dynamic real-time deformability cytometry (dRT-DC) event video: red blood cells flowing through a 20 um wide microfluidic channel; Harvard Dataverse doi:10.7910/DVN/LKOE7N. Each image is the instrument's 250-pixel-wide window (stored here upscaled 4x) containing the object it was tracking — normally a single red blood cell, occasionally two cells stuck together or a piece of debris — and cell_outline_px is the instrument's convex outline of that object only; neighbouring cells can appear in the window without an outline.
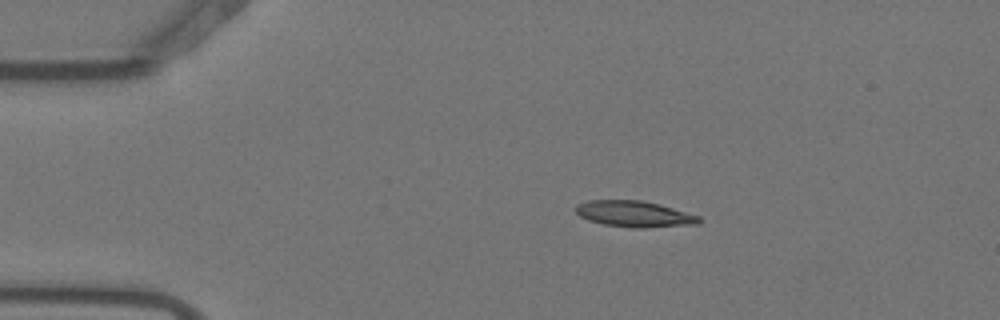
{"species": "Egyptian fruit bat (a non-hibernating species)", "species_latin": "Rousettus aegyptiacus", "temperature_condition": "warm", "stored_images_in_passage": 3, "camera_frame_rate_fps": 3000, "um_per_image_px": 0.085, "animal": {"sex": "female"}, "frame": {"image": 1, "passage_image": 2, "time_ms": 0.333, "image_size_px": [1000, 320], "cell_outline_px": [[700, 224], [644, 228], [632, 228], [604, 224], [588, 220], [580, 216], [576, 212], [576, 204], [588, 200], [640, 200], [660, 204], [700, 216]], "centroid_in_image_um": [53.93, 18.19], "position_along_channel_um": 31.1, "area_um2": 18.84}}